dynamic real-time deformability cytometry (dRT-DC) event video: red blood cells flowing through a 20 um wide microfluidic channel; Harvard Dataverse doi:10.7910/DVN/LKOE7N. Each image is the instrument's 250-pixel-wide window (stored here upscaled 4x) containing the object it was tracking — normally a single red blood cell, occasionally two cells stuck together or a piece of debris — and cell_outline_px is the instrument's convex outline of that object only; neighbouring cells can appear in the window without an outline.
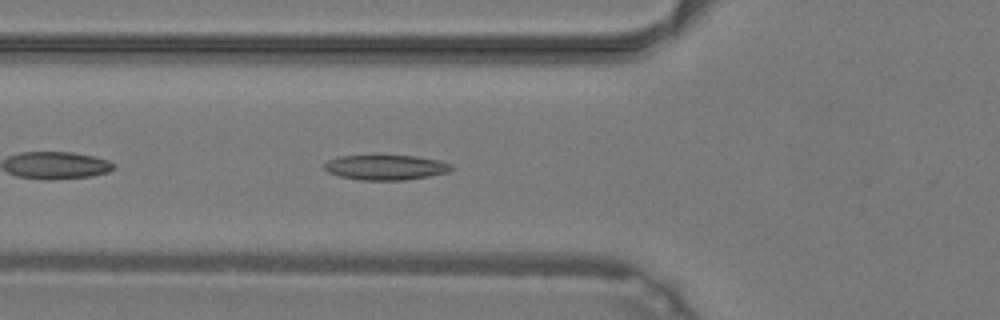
{"species": "common noctule bat (a hibernating species)", "species_latin": "Nyctalus noctula", "temperature_condition": "warm", "stored_images_in_passage": 34, "camera_frame_rate_fps": 3000, "um_per_image_px": 0.085, "animal": {"sex": "male", "body_mass_g": 19.2, "forearm_length_mm": 51.8}, "frame": {"image": 1, "passage_image": 4, "time_ms": 1.0, "image_size_px": [1000, 320], "cell_outline_px": [[452, 168], [448, 172], [428, 176], [404, 180], [360, 180], [340, 176], [328, 172], [324, 168], [324, 164], [328, 160], [340, 156], [416, 156], [436, 160], [452, 164]], "centroid_in_image_um": [32.77, 14.23], "position_along_channel_um": 93.0, "area_um2": 18.26}}
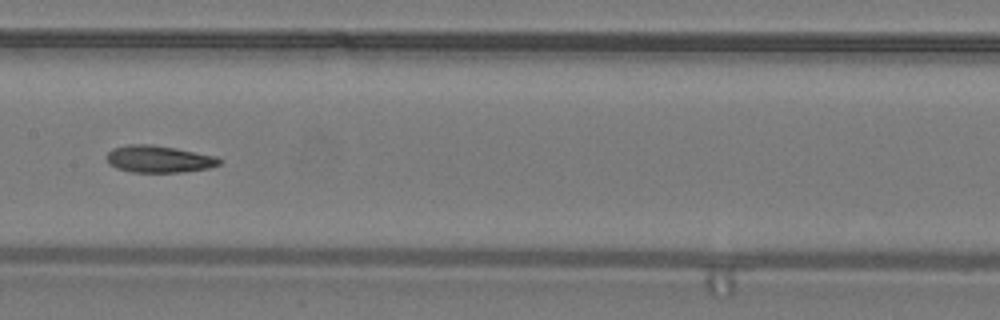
{"frame": {"image": 2, "passage_image": 11, "time_ms": 3.333, "image_size_px": [1000, 320], "cell_outline_px": [[224, 160], [220, 164], [208, 168], [180, 172], [132, 172], [116, 168], [108, 164], [108, 152], [112, 148], [128, 144], [152, 144], [176, 148], [216, 156]], "centroid_in_image_um": [13.51, 13.51], "position_along_channel_um": 193.9, "area_um2": 17.8}}
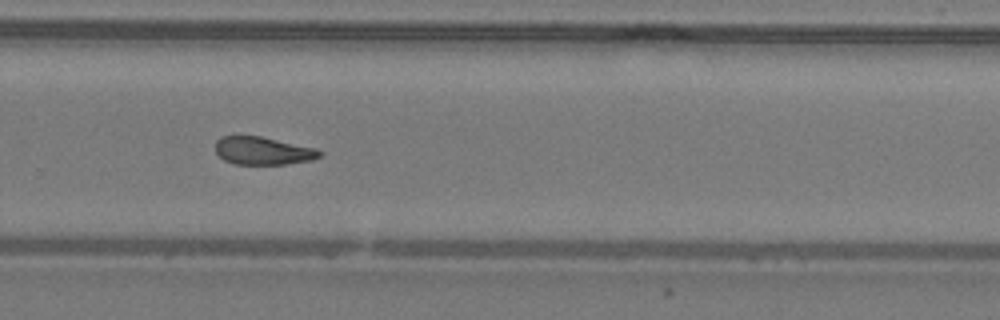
{"frame": {"image": 3, "passage_image": 19, "time_ms": 6.0, "image_size_px": [1000, 320], "cell_outline_px": [[324, 152], [320, 156], [312, 160], [288, 164], [232, 164], [224, 160], [216, 152], [216, 140], [220, 136], [236, 132], [260, 136], [316, 148]], "centroid_in_image_um": [22.29, 12.77], "position_along_channel_um": 307.5, "area_um2": 17.57}, "authors_computed_cell_mechanics": {"area_um2": 17.8313, "velocity_mm_per_s": 4.2809, "shape_relaxation_time_tau1_ms": null, "shape_relaxation_time_tau2_ms": 5.3156, "deformation_change_tau1": null, "deformation_change_tau2": 0.1478}}